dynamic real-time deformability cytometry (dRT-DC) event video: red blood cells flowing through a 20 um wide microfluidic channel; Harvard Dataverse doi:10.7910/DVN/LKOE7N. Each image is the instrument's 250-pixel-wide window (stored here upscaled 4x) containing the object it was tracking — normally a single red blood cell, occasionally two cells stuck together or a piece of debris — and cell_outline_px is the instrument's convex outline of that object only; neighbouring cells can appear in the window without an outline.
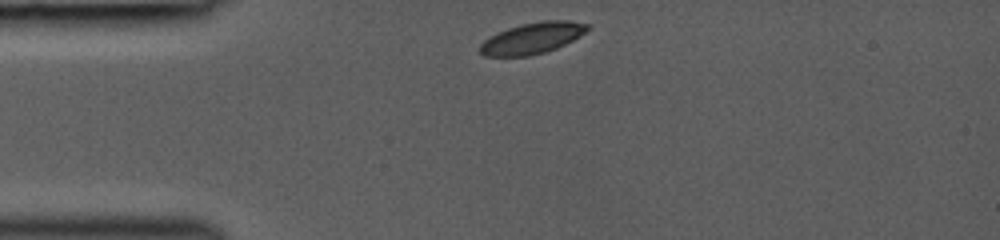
{"species": "common noctule bat (a hibernating species)", "species_latin": "Nyctalus noctula", "temperature_condition": "room temperature", "stored_images_in_passage": 33, "camera_frame_rate_fps": 3000, "um_per_image_px": 0.085, "animal": {"sex": "female", "body_mass_g": 19.0, "forearm_length_mm": 53.3}, "frame": {"image": 1, "passage_image": 1, "time_ms": 0.0, "image_size_px": [1000, 240], "cell_outline_px": [[592, 28], [580, 36], [556, 48], [544, 52], [528, 56], [484, 56], [480, 52], [480, 44], [484, 40], [496, 32], [520, 24], [544, 20], [568, 20], [588, 24]], "centroid_in_image_um": [45.25, 3.23], "position_along_channel_um": 39.7, "area_um2": 19.59}}
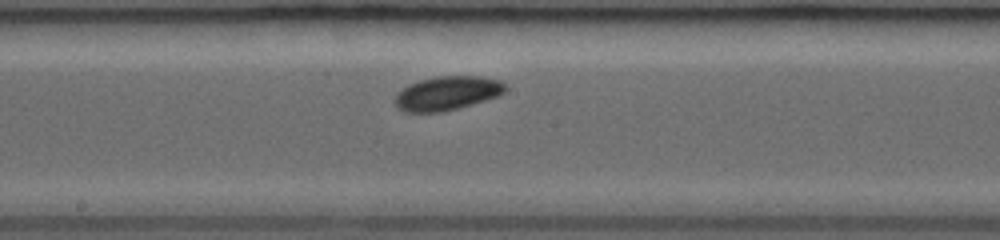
{"frame": {"image": 2, "passage_image": 19, "time_ms": 4.667, "image_size_px": [1000, 240], "cell_outline_px": [[508, 88], [504, 92], [496, 96], [484, 100], [456, 108], [440, 112], [404, 112], [396, 108], [396, 92], [408, 84], [420, 80], [436, 76], [480, 76], [500, 80]], "centroid_in_image_um": [37.97, 7.91], "position_along_channel_um": 210.2, "area_um2": 21.73}}
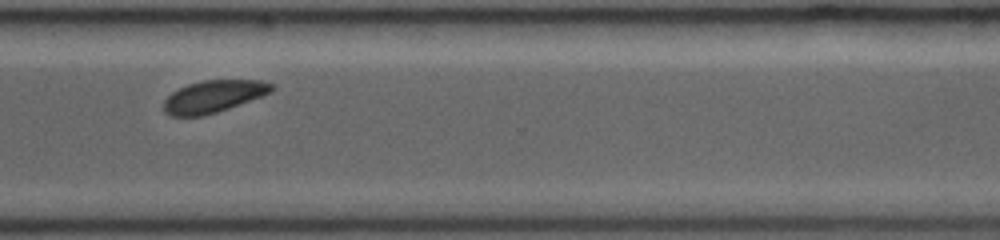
{"frame": {"image": 3, "passage_image": 32, "time_ms": 8.0, "image_size_px": [1000, 240], "cell_outline_px": [[276, 88], [272, 92], [228, 108], [216, 112], [200, 116], [172, 116], [164, 112], [164, 100], [172, 92], [188, 84], [204, 80], [260, 80], [272, 84]], "centroid_in_image_um": [18.15, 8.19], "position_along_channel_um": 352.5, "area_um2": 20.0}}